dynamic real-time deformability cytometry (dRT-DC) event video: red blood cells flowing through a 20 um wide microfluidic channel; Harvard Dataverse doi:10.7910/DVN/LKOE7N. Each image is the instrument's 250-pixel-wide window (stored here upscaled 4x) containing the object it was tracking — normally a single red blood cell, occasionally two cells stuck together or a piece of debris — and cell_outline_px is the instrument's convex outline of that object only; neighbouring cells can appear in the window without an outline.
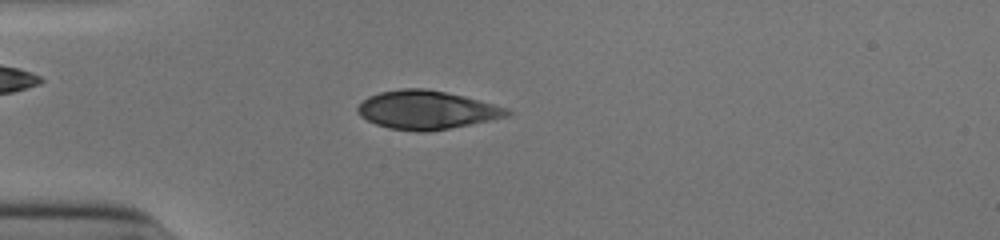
{"species": "human", "species_latin": "Homo sapiens", "temperature_condition": "cold", "stored_images_in_passage": 52, "camera_frame_rate_fps": 3000, "um_per_image_px": 0.085, "donor": {"sex": "male"}, "frame": {"image": 1, "passage_image": 15, "time_ms": 4.667, "image_size_px": [1000, 240], "cell_outline_px": [[512, 112], [508, 116], [448, 128], [424, 132], [416, 132], [388, 128], [376, 124], [360, 116], [356, 112], [356, 108], [368, 96], [380, 92], [400, 88], [424, 88], [464, 96], [508, 108]], "centroid_in_image_um": [36.22, 9.34], "position_along_channel_um": 48.8, "area_um2": 33.29}}
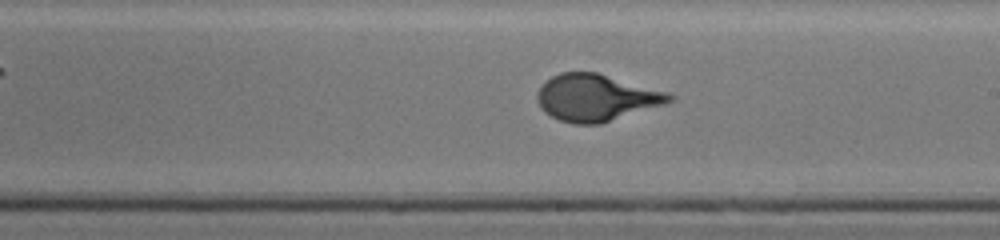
{"frame": {"image": 2, "passage_image": 31, "time_ms": 10.0, "image_size_px": [1000, 240], "cell_outline_px": [[676, 100], [664, 104], [600, 124], [572, 124], [560, 120], [544, 112], [540, 108], [536, 96], [540, 88], [552, 76], [560, 72], [596, 72], [668, 92], [676, 96]], "centroid_in_image_um": [50.69, 8.31], "position_along_channel_um": 238.3, "area_um2": 35.89}}
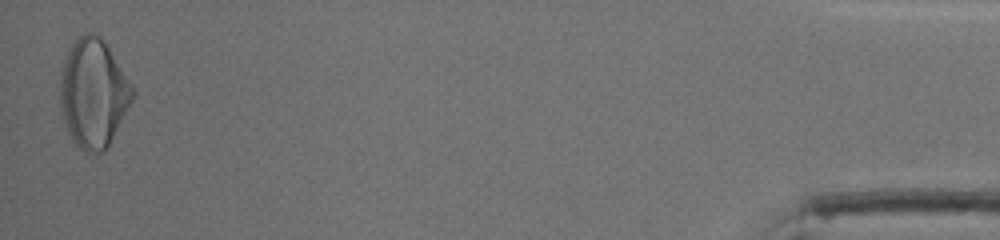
{"frame": {"image": 3, "passage_image": 52, "time_ms": 17.0, "image_size_px": [1000, 240], "cell_outline_px": [[136, 96], [104, 152], [84, 152], [72, 140], [68, 132], [60, 112], [60, 68], [68, 48], [84, 32], [92, 32], [100, 36], [104, 40], [132, 84], [136, 92]], "centroid_in_image_um": [7.93, 7.91], "position_along_channel_um": 427.3, "area_um2": 46.3}}